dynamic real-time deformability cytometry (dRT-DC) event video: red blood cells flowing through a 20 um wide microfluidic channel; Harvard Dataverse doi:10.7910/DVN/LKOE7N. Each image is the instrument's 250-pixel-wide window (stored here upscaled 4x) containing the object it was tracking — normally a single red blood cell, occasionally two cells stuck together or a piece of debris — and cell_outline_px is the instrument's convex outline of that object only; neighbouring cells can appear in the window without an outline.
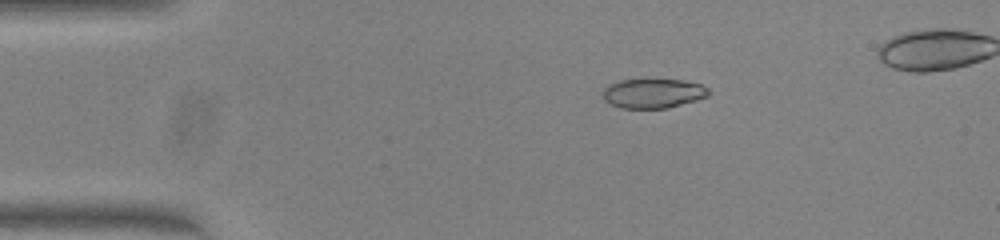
{"species": "common noctule bat (a hibernating species)", "species_latin": "Nyctalus noctula", "temperature_condition": "warm", "stored_images_in_passage": 48, "camera_frame_rate_fps": 3000, "um_per_image_px": 0.085, "animal": {"sex": "female", "body_mass_g": 23.0, "forearm_length_mm": 53.4}, "frame": {"image": 1, "passage_image": 10, "time_ms": 3.0, "image_size_px": [1000, 240], "cell_outline_px": [[708, 96], [696, 100], [668, 108], [620, 108], [604, 100], [604, 88], [608, 84], [620, 80], [684, 80], [700, 84], [708, 88]], "centroid_in_image_um": [55.51, 7.94], "position_along_channel_um": 29.5, "area_um2": 17.98}}
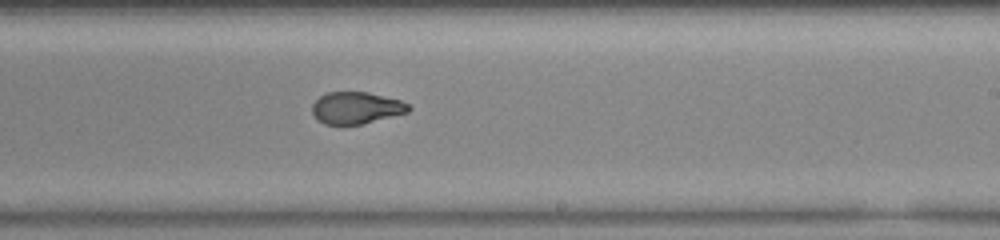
{"frame": {"image": 2, "passage_image": 31, "time_ms": 10.0, "image_size_px": [1000, 240], "cell_outline_px": [[412, 108], [408, 112], [360, 124], [324, 124], [312, 112], [312, 104], [320, 96], [328, 92], [368, 92], [400, 100], [408, 104]], "centroid_in_image_um": [30.28, 9.15], "position_along_channel_um": 258.7, "area_um2": 17.63}}
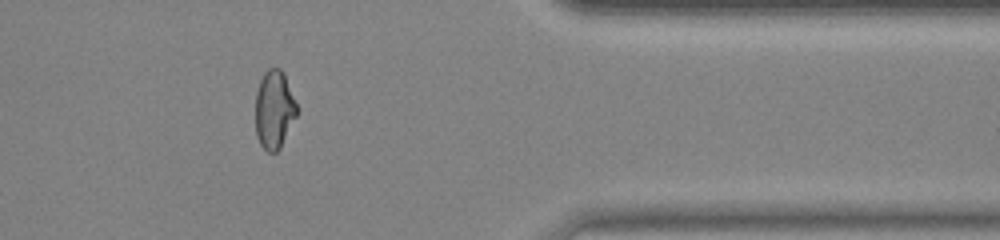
{"frame": {"image": 3, "passage_image": 42, "time_ms": 13.667, "image_size_px": [1000, 240], "cell_outline_px": [[296, 116], [280, 148], [276, 152], [268, 152], [260, 144], [256, 136], [256, 92], [260, 80], [264, 72], [268, 68], [280, 68], [284, 72], [296, 104]], "centroid_in_image_um": [23.29, 9.3], "position_along_channel_um": 388.1, "area_um2": 18.73}}